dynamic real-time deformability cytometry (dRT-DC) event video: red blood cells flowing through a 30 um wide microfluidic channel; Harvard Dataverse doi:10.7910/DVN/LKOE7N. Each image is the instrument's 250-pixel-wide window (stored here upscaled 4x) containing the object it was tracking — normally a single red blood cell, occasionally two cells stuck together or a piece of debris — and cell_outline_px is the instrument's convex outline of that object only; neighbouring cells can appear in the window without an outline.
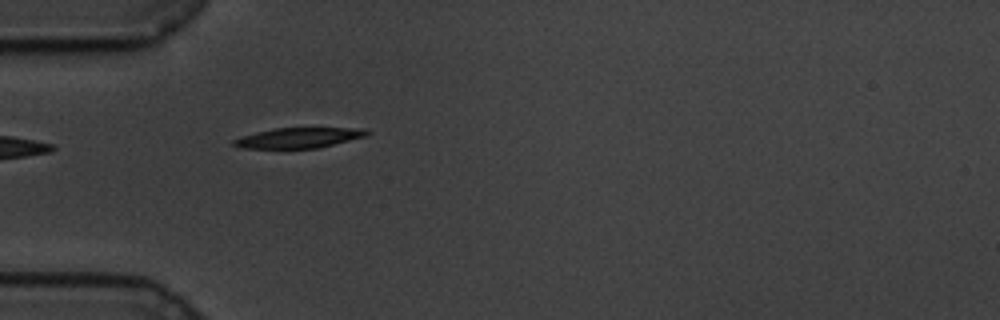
{"species": "common noctule bat (a hibernating species)", "species_latin": "Nyctalus noctula", "temperature_condition": "cold", "stored_images_in_passage": 3, "camera_frame_rate_fps": 3000, "um_per_image_px": 0.085, "animal": {"sex": "male", "body_mass_g": 19.5, "forearm_length_mm": 54.6}, "frame": {"image": 1, "passage_image": 1, "time_ms": 0.0, "image_size_px": [1000, 320], "cell_outline_px": [[372, 132], [364, 136], [320, 148], [244, 148], [232, 144], [232, 140], [256, 132], [276, 128], [364, 128]], "centroid_in_image_um": [25.42, 11.71], "position_along_channel_um": 59.6, "area_um2": 15.55}}